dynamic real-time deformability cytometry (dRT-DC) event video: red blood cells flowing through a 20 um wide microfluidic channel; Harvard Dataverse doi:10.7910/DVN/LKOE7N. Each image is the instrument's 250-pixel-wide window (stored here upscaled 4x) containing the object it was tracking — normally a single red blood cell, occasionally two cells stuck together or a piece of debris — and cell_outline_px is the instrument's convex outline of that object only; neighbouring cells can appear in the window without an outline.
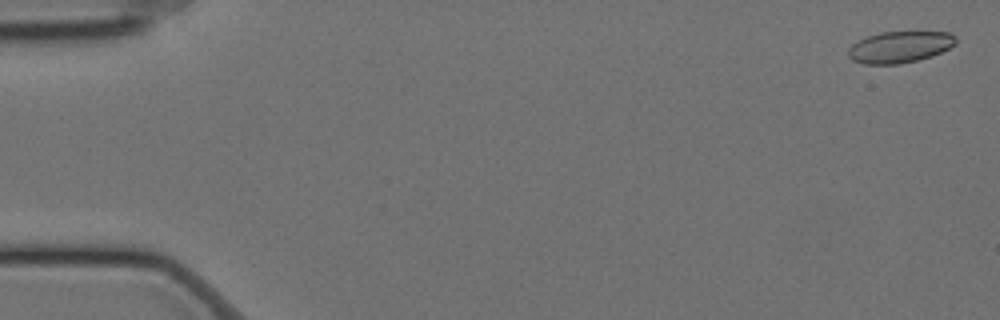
{"species": "Egyptian fruit bat (a non-hibernating species)", "species_latin": "Rousettus aegyptiacus", "temperature_condition": "cold", "stored_images_in_passage": 59, "camera_frame_rate_fps": 3000, "um_per_image_px": 0.085, "animal": {"sex": "female"}, "frame": {"image": 1, "passage_image": 2, "time_ms": 0.333, "image_size_px": [1000, 320], "cell_outline_px": [[956, 44], [932, 56], [916, 60], [896, 64], [864, 64], [852, 60], [848, 56], [848, 48], [852, 44], [868, 36], [880, 32], [952, 32], [956, 36]], "centroid_in_image_um": [76.48, 3.99], "position_along_channel_um": 8.5, "area_um2": 19.65}}
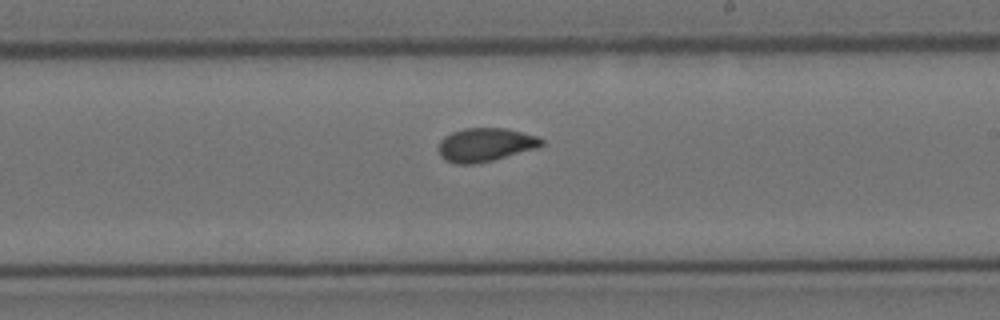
{"frame": {"image": 2, "passage_image": 35, "time_ms": 11.333, "image_size_px": [1000, 320], "cell_outline_px": [[544, 144], [536, 148], [492, 160], [476, 164], [456, 164], [444, 160], [440, 156], [440, 140], [444, 136], [452, 132], [464, 128], [504, 128], [540, 136], [544, 140]], "centroid_in_image_um": [41.26, 12.3], "position_along_channel_um": 247.7, "area_um2": 20.11}}
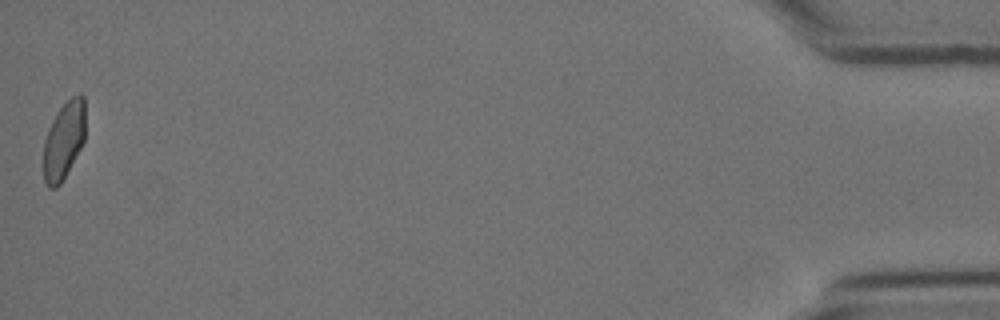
{"frame": {"image": 3, "passage_image": 59, "time_ms": 19.333, "image_size_px": [1000, 320], "cell_outline_px": [[84, 140], [80, 148], [60, 184], [56, 188], [48, 188], [44, 180], [44, 140], [48, 128], [56, 112], [72, 96], [80, 92], [84, 96]], "centroid_in_image_um": [5.41, 11.91], "position_along_channel_um": 429.8, "area_um2": 18.73}, "authors_computed_cell_mechanics": {"area_um2": 20.1144, "velocity_mm_per_s": 3.4573, "shape_relaxation_time_tau1_ms": null, "shape_relaxation_time_tau2_ms": 1.2792, "deformation_change_tau1": null, "deformation_change_tau2": 0.0616}}